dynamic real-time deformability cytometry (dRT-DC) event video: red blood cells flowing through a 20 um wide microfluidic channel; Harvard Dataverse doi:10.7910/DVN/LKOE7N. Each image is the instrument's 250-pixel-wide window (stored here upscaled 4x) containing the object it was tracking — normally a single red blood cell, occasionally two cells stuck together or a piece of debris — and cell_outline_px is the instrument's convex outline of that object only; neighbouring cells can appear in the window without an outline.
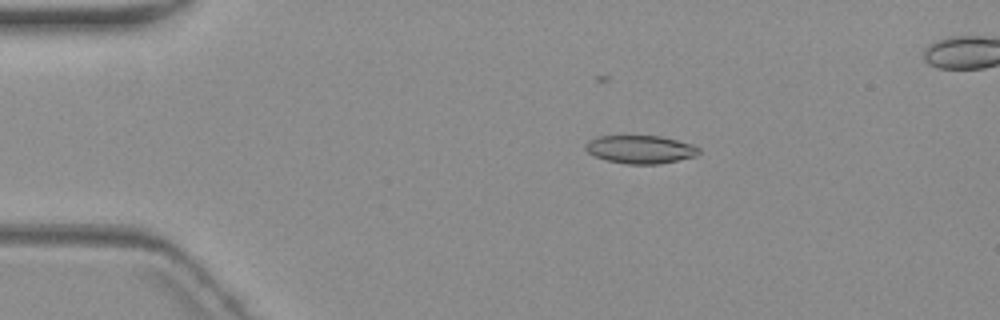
{"species": "common noctule bat (a hibernating species)", "species_latin": "Nyctalus noctula", "temperature_condition": "warm", "stored_images_in_passage": 5, "camera_frame_rate_fps": 3000, "um_per_image_px": 0.085, "animal": {"sex": "female", "body_mass_g": 19.3, "forearm_length_mm": 54.1}, "frame": {"image": 1, "passage_image": 2, "time_ms": 2.0, "image_size_px": [1000, 320], "cell_outline_px": [[700, 152], [696, 156], [660, 164], [628, 164], [604, 160], [588, 152], [584, 148], [584, 144], [588, 140], [596, 136], [660, 136], [692, 144], [700, 148]], "centroid_in_image_um": [54.41, 12.7], "position_along_channel_um": 30.6, "area_um2": 18.67}}